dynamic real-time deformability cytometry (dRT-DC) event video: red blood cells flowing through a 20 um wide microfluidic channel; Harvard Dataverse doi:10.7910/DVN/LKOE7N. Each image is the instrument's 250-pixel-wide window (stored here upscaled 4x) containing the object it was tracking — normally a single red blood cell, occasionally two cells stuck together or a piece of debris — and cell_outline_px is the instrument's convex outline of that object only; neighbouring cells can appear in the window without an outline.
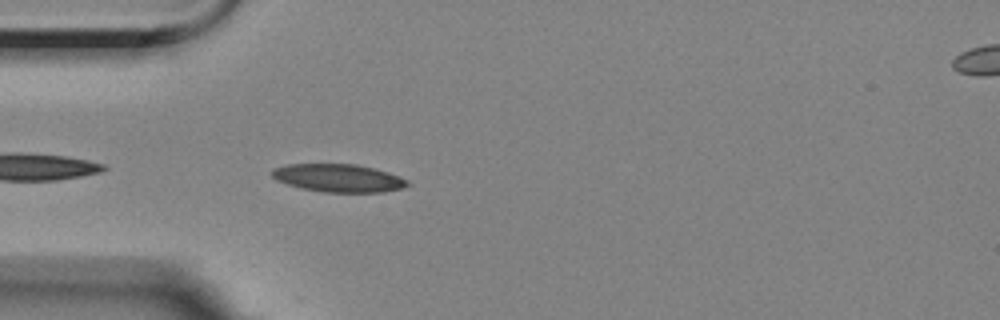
{"species": "Egyptian fruit bat (a non-hibernating species)", "species_latin": "Rousettus aegyptiacus", "temperature_condition": "room temperature", "stored_images_in_passage": 28, "camera_frame_rate_fps": 3000, "um_per_image_px": 0.085, "animal": {"sex": "female"}, "frame": {"image": 1, "passage_image": 3, "time_ms": 0.667, "image_size_px": [1000, 320], "cell_outline_px": [[412, 184], [400, 188], [384, 192], [324, 192], [304, 188], [288, 184], [276, 180], [272, 176], [272, 168], [288, 164], [356, 164], [388, 172], [408, 180]], "centroid_in_image_um": [28.77, 15.13], "position_along_channel_um": 56.2, "area_um2": 21.91}}
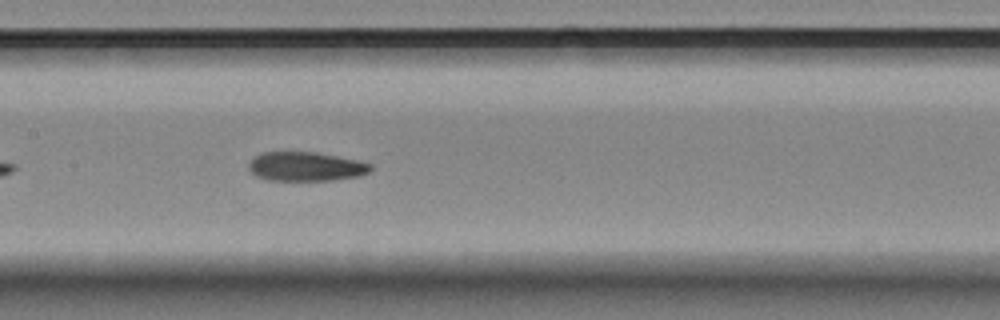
{"frame": {"image": 2, "passage_image": 14, "time_ms": 4.333, "image_size_px": [1000, 320], "cell_outline_px": [[372, 168], [368, 172], [360, 176], [332, 180], [268, 180], [256, 176], [248, 168], [248, 164], [260, 152], [316, 152], [356, 160], [372, 164]], "centroid_in_image_um": [25.99, 14.15], "position_along_channel_um": 181.4, "area_um2": 20.58}}
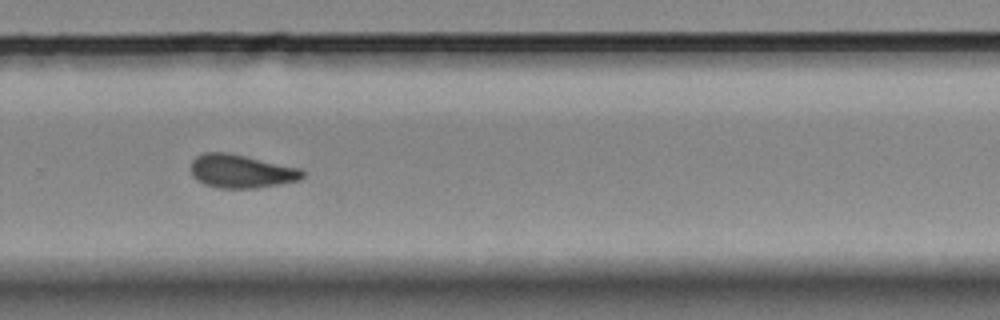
{"frame": {"image": 3, "passage_image": 25, "time_ms": 8.0, "image_size_px": [1000, 320], "cell_outline_px": [[304, 176], [300, 180], [256, 188], [220, 188], [204, 184], [192, 176], [192, 160], [196, 156], [204, 152], [228, 152], [300, 168], [304, 172]], "centroid_in_image_um": [20.5, 14.55], "position_along_channel_um": 309.3, "area_um2": 21.68}}